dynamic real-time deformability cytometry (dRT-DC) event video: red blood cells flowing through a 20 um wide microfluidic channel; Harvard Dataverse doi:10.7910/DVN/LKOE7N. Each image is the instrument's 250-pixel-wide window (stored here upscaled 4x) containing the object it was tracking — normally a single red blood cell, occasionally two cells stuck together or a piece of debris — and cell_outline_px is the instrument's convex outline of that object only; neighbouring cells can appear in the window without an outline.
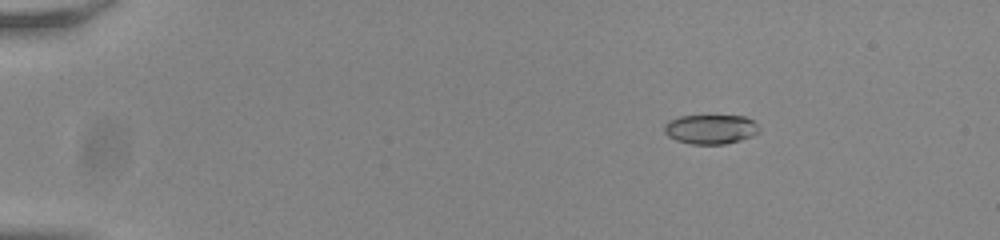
{"species": "common noctule bat (a hibernating species)", "species_latin": "Nyctalus noctula", "temperature_condition": "room temperature", "stored_images_in_passage": 57, "camera_frame_rate_fps": 3000, "um_per_image_px": 0.085, "animal": {"sex": "male", "body_mass_g": 20.0, "forearm_length_mm": 53.3}, "frame": {"image": 1, "passage_image": 10, "time_ms": 3.0, "image_size_px": [1000, 240], "cell_outline_px": [[760, 132], [752, 136], [740, 140], [724, 144], [692, 144], [676, 140], [668, 136], [664, 132], [664, 124], [668, 120], [680, 116], [744, 116], [752, 120], [760, 128]], "centroid_in_image_um": [60.39, 10.98], "position_along_channel_um": 24.6, "area_um2": 16.3}}
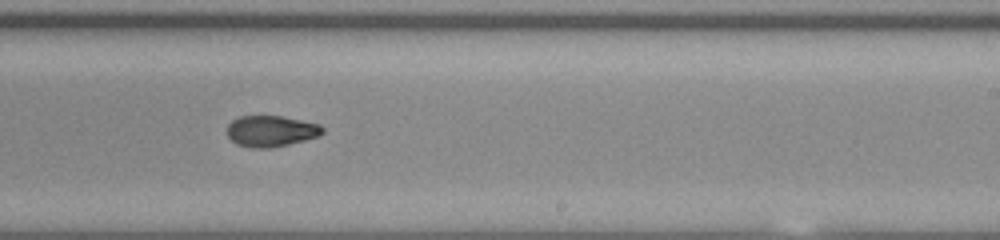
{"frame": {"image": 2, "passage_image": 37, "time_ms": 12.0, "image_size_px": [1000, 240], "cell_outline_px": [[324, 132], [316, 136], [304, 140], [288, 144], [268, 148], [252, 148], [236, 144], [228, 136], [228, 124], [232, 120], [240, 116], [280, 116], [320, 124], [324, 128]], "centroid_in_image_um": [23.02, 11.14], "position_along_channel_um": 266.0, "area_um2": 17.11}}
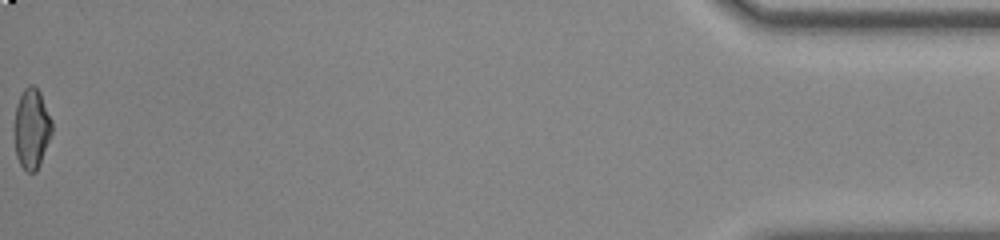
{"frame": {"image": 3, "passage_image": 57, "time_ms": 18.667, "image_size_px": [1000, 240], "cell_outline_px": [[52, 132], [40, 164], [36, 172], [28, 172], [20, 164], [16, 156], [16, 104], [24, 88], [28, 84], [32, 84], [40, 92], [52, 120]], "centroid_in_image_um": [2.72, 10.92], "position_along_channel_um": 432.5, "area_um2": 17.22}, "authors_computed_cell_mechanics": {"area_um2": 17.4556, "velocity_mm_per_s": 3.8173, "shape_relaxation_time_tau1_ms": null, "shape_relaxation_time_tau2_ms": 2.4744, "deformation_change_tau1": null, "deformation_change_tau2": 0.0737}}